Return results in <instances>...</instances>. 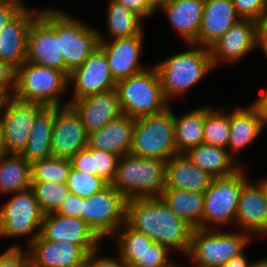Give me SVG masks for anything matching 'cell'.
I'll use <instances>...</instances> for the list:
<instances>
[{"label": "cell", "mask_w": 267, "mask_h": 267, "mask_svg": "<svg viewBox=\"0 0 267 267\" xmlns=\"http://www.w3.org/2000/svg\"><path fill=\"white\" fill-rule=\"evenodd\" d=\"M232 2L240 19L259 22L267 15V0H232Z\"/></svg>", "instance_id": "obj_41"}, {"label": "cell", "mask_w": 267, "mask_h": 267, "mask_svg": "<svg viewBox=\"0 0 267 267\" xmlns=\"http://www.w3.org/2000/svg\"><path fill=\"white\" fill-rule=\"evenodd\" d=\"M169 0H146L149 7L157 13V11Z\"/></svg>", "instance_id": "obj_52"}, {"label": "cell", "mask_w": 267, "mask_h": 267, "mask_svg": "<svg viewBox=\"0 0 267 267\" xmlns=\"http://www.w3.org/2000/svg\"><path fill=\"white\" fill-rule=\"evenodd\" d=\"M120 156L115 153L92 148L94 176L101 177L108 184L114 179Z\"/></svg>", "instance_id": "obj_40"}, {"label": "cell", "mask_w": 267, "mask_h": 267, "mask_svg": "<svg viewBox=\"0 0 267 267\" xmlns=\"http://www.w3.org/2000/svg\"><path fill=\"white\" fill-rule=\"evenodd\" d=\"M44 108L42 104L19 100L14 96L3 98L0 105L3 122V153L21 154L23 152L33 122Z\"/></svg>", "instance_id": "obj_13"}, {"label": "cell", "mask_w": 267, "mask_h": 267, "mask_svg": "<svg viewBox=\"0 0 267 267\" xmlns=\"http://www.w3.org/2000/svg\"><path fill=\"white\" fill-rule=\"evenodd\" d=\"M72 167L85 174L94 175L92 164V148L86 147L78 151L71 159Z\"/></svg>", "instance_id": "obj_46"}, {"label": "cell", "mask_w": 267, "mask_h": 267, "mask_svg": "<svg viewBox=\"0 0 267 267\" xmlns=\"http://www.w3.org/2000/svg\"><path fill=\"white\" fill-rule=\"evenodd\" d=\"M204 5L205 0H169L159 10L186 44L197 45Z\"/></svg>", "instance_id": "obj_26"}, {"label": "cell", "mask_w": 267, "mask_h": 267, "mask_svg": "<svg viewBox=\"0 0 267 267\" xmlns=\"http://www.w3.org/2000/svg\"><path fill=\"white\" fill-rule=\"evenodd\" d=\"M250 267H267V257L252 261Z\"/></svg>", "instance_id": "obj_53"}, {"label": "cell", "mask_w": 267, "mask_h": 267, "mask_svg": "<svg viewBox=\"0 0 267 267\" xmlns=\"http://www.w3.org/2000/svg\"><path fill=\"white\" fill-rule=\"evenodd\" d=\"M115 89L122 113L134 119L159 114L170 106L154 66L116 82Z\"/></svg>", "instance_id": "obj_4"}, {"label": "cell", "mask_w": 267, "mask_h": 267, "mask_svg": "<svg viewBox=\"0 0 267 267\" xmlns=\"http://www.w3.org/2000/svg\"><path fill=\"white\" fill-rule=\"evenodd\" d=\"M129 154L164 161L177 154L171 106L159 114L135 119Z\"/></svg>", "instance_id": "obj_7"}, {"label": "cell", "mask_w": 267, "mask_h": 267, "mask_svg": "<svg viewBox=\"0 0 267 267\" xmlns=\"http://www.w3.org/2000/svg\"><path fill=\"white\" fill-rule=\"evenodd\" d=\"M257 181L263 186V191L267 200V180L263 177H260Z\"/></svg>", "instance_id": "obj_55"}, {"label": "cell", "mask_w": 267, "mask_h": 267, "mask_svg": "<svg viewBox=\"0 0 267 267\" xmlns=\"http://www.w3.org/2000/svg\"><path fill=\"white\" fill-rule=\"evenodd\" d=\"M229 141V113L211 107L204 115L203 143L227 148Z\"/></svg>", "instance_id": "obj_35"}, {"label": "cell", "mask_w": 267, "mask_h": 267, "mask_svg": "<svg viewBox=\"0 0 267 267\" xmlns=\"http://www.w3.org/2000/svg\"><path fill=\"white\" fill-rule=\"evenodd\" d=\"M31 260L27 249L19 244L8 247L0 254V267H30Z\"/></svg>", "instance_id": "obj_42"}, {"label": "cell", "mask_w": 267, "mask_h": 267, "mask_svg": "<svg viewBox=\"0 0 267 267\" xmlns=\"http://www.w3.org/2000/svg\"><path fill=\"white\" fill-rule=\"evenodd\" d=\"M53 125L54 107H45L35 118L26 147L21 153L29 163L52 156Z\"/></svg>", "instance_id": "obj_29"}, {"label": "cell", "mask_w": 267, "mask_h": 267, "mask_svg": "<svg viewBox=\"0 0 267 267\" xmlns=\"http://www.w3.org/2000/svg\"><path fill=\"white\" fill-rule=\"evenodd\" d=\"M160 197L178 217L194 229L201 228L204 193L164 188Z\"/></svg>", "instance_id": "obj_31"}, {"label": "cell", "mask_w": 267, "mask_h": 267, "mask_svg": "<svg viewBox=\"0 0 267 267\" xmlns=\"http://www.w3.org/2000/svg\"><path fill=\"white\" fill-rule=\"evenodd\" d=\"M187 51H181L154 65L165 99L183 95L214 69L209 48L193 43L186 44Z\"/></svg>", "instance_id": "obj_2"}, {"label": "cell", "mask_w": 267, "mask_h": 267, "mask_svg": "<svg viewBox=\"0 0 267 267\" xmlns=\"http://www.w3.org/2000/svg\"><path fill=\"white\" fill-rule=\"evenodd\" d=\"M258 22L251 19H239L210 47V56L214 68L218 64H234L257 49Z\"/></svg>", "instance_id": "obj_15"}, {"label": "cell", "mask_w": 267, "mask_h": 267, "mask_svg": "<svg viewBox=\"0 0 267 267\" xmlns=\"http://www.w3.org/2000/svg\"><path fill=\"white\" fill-rule=\"evenodd\" d=\"M54 213L67 217L81 218V198L69 192Z\"/></svg>", "instance_id": "obj_45"}, {"label": "cell", "mask_w": 267, "mask_h": 267, "mask_svg": "<svg viewBox=\"0 0 267 267\" xmlns=\"http://www.w3.org/2000/svg\"><path fill=\"white\" fill-rule=\"evenodd\" d=\"M164 160L140 158L131 154L119 158L111 186L126 200L160 197L165 188Z\"/></svg>", "instance_id": "obj_3"}, {"label": "cell", "mask_w": 267, "mask_h": 267, "mask_svg": "<svg viewBox=\"0 0 267 267\" xmlns=\"http://www.w3.org/2000/svg\"><path fill=\"white\" fill-rule=\"evenodd\" d=\"M100 247L52 242L39 235L27 246V251L32 267H81L88 254Z\"/></svg>", "instance_id": "obj_18"}, {"label": "cell", "mask_w": 267, "mask_h": 267, "mask_svg": "<svg viewBox=\"0 0 267 267\" xmlns=\"http://www.w3.org/2000/svg\"><path fill=\"white\" fill-rule=\"evenodd\" d=\"M213 179L186 154H176L166 163L165 188L205 193Z\"/></svg>", "instance_id": "obj_27"}, {"label": "cell", "mask_w": 267, "mask_h": 267, "mask_svg": "<svg viewBox=\"0 0 267 267\" xmlns=\"http://www.w3.org/2000/svg\"><path fill=\"white\" fill-rule=\"evenodd\" d=\"M16 86V68L0 60V95L3 98L13 96Z\"/></svg>", "instance_id": "obj_43"}, {"label": "cell", "mask_w": 267, "mask_h": 267, "mask_svg": "<svg viewBox=\"0 0 267 267\" xmlns=\"http://www.w3.org/2000/svg\"><path fill=\"white\" fill-rule=\"evenodd\" d=\"M74 83L72 99H82L97 93L115 89L116 82L112 77L108 60L103 49L98 46L85 62L68 76V83Z\"/></svg>", "instance_id": "obj_14"}, {"label": "cell", "mask_w": 267, "mask_h": 267, "mask_svg": "<svg viewBox=\"0 0 267 267\" xmlns=\"http://www.w3.org/2000/svg\"><path fill=\"white\" fill-rule=\"evenodd\" d=\"M39 235L52 242H66L77 246H102V240L84 220L54 212L44 214Z\"/></svg>", "instance_id": "obj_20"}, {"label": "cell", "mask_w": 267, "mask_h": 267, "mask_svg": "<svg viewBox=\"0 0 267 267\" xmlns=\"http://www.w3.org/2000/svg\"><path fill=\"white\" fill-rule=\"evenodd\" d=\"M66 184L68 190L80 198H87L97 194L108 185L101 177L85 174L75 170L73 167L70 169Z\"/></svg>", "instance_id": "obj_38"}, {"label": "cell", "mask_w": 267, "mask_h": 267, "mask_svg": "<svg viewBox=\"0 0 267 267\" xmlns=\"http://www.w3.org/2000/svg\"><path fill=\"white\" fill-rule=\"evenodd\" d=\"M26 61L61 70L66 66L55 34V8L40 9L32 20L27 37Z\"/></svg>", "instance_id": "obj_12"}, {"label": "cell", "mask_w": 267, "mask_h": 267, "mask_svg": "<svg viewBox=\"0 0 267 267\" xmlns=\"http://www.w3.org/2000/svg\"><path fill=\"white\" fill-rule=\"evenodd\" d=\"M107 37L129 38L143 33L142 18L130 9L117 2H108Z\"/></svg>", "instance_id": "obj_33"}, {"label": "cell", "mask_w": 267, "mask_h": 267, "mask_svg": "<svg viewBox=\"0 0 267 267\" xmlns=\"http://www.w3.org/2000/svg\"><path fill=\"white\" fill-rule=\"evenodd\" d=\"M251 105L256 109L261 118L263 127L267 126V88Z\"/></svg>", "instance_id": "obj_50"}, {"label": "cell", "mask_w": 267, "mask_h": 267, "mask_svg": "<svg viewBox=\"0 0 267 267\" xmlns=\"http://www.w3.org/2000/svg\"><path fill=\"white\" fill-rule=\"evenodd\" d=\"M71 167L69 159L55 156L36 160L31 163V181L67 183Z\"/></svg>", "instance_id": "obj_36"}, {"label": "cell", "mask_w": 267, "mask_h": 267, "mask_svg": "<svg viewBox=\"0 0 267 267\" xmlns=\"http://www.w3.org/2000/svg\"><path fill=\"white\" fill-rule=\"evenodd\" d=\"M201 170L213 178L226 177L237 172L241 166L229 154L227 148L215 147L204 143L185 153Z\"/></svg>", "instance_id": "obj_28"}, {"label": "cell", "mask_w": 267, "mask_h": 267, "mask_svg": "<svg viewBox=\"0 0 267 267\" xmlns=\"http://www.w3.org/2000/svg\"><path fill=\"white\" fill-rule=\"evenodd\" d=\"M31 188L44 214L55 212L70 192L66 183L52 181L32 182Z\"/></svg>", "instance_id": "obj_37"}, {"label": "cell", "mask_w": 267, "mask_h": 267, "mask_svg": "<svg viewBox=\"0 0 267 267\" xmlns=\"http://www.w3.org/2000/svg\"><path fill=\"white\" fill-rule=\"evenodd\" d=\"M170 252L173 251L168 247L152 242L131 267H176L179 264L176 261H172V258L169 257Z\"/></svg>", "instance_id": "obj_39"}, {"label": "cell", "mask_w": 267, "mask_h": 267, "mask_svg": "<svg viewBox=\"0 0 267 267\" xmlns=\"http://www.w3.org/2000/svg\"><path fill=\"white\" fill-rule=\"evenodd\" d=\"M55 34L59 39L67 76L99 46L98 29L60 9H55Z\"/></svg>", "instance_id": "obj_9"}, {"label": "cell", "mask_w": 267, "mask_h": 267, "mask_svg": "<svg viewBox=\"0 0 267 267\" xmlns=\"http://www.w3.org/2000/svg\"><path fill=\"white\" fill-rule=\"evenodd\" d=\"M69 105L80 117L88 135L123 114L116 89L74 100Z\"/></svg>", "instance_id": "obj_21"}, {"label": "cell", "mask_w": 267, "mask_h": 267, "mask_svg": "<svg viewBox=\"0 0 267 267\" xmlns=\"http://www.w3.org/2000/svg\"><path fill=\"white\" fill-rule=\"evenodd\" d=\"M244 253L245 252L232 258L227 264L223 265L222 267H250L252 261L250 262V260H248Z\"/></svg>", "instance_id": "obj_51"}, {"label": "cell", "mask_w": 267, "mask_h": 267, "mask_svg": "<svg viewBox=\"0 0 267 267\" xmlns=\"http://www.w3.org/2000/svg\"><path fill=\"white\" fill-rule=\"evenodd\" d=\"M3 153V122L2 115L0 112V154Z\"/></svg>", "instance_id": "obj_54"}, {"label": "cell", "mask_w": 267, "mask_h": 267, "mask_svg": "<svg viewBox=\"0 0 267 267\" xmlns=\"http://www.w3.org/2000/svg\"><path fill=\"white\" fill-rule=\"evenodd\" d=\"M88 134L76 111L68 104L54 107L52 131V156L71 159L78 151L87 147Z\"/></svg>", "instance_id": "obj_16"}, {"label": "cell", "mask_w": 267, "mask_h": 267, "mask_svg": "<svg viewBox=\"0 0 267 267\" xmlns=\"http://www.w3.org/2000/svg\"><path fill=\"white\" fill-rule=\"evenodd\" d=\"M212 106L200 107L182 116L173 112L174 140L177 154H185L203 143L204 115Z\"/></svg>", "instance_id": "obj_30"}, {"label": "cell", "mask_w": 267, "mask_h": 267, "mask_svg": "<svg viewBox=\"0 0 267 267\" xmlns=\"http://www.w3.org/2000/svg\"><path fill=\"white\" fill-rule=\"evenodd\" d=\"M31 163L21 154H0V193L12 195L31 187Z\"/></svg>", "instance_id": "obj_32"}, {"label": "cell", "mask_w": 267, "mask_h": 267, "mask_svg": "<svg viewBox=\"0 0 267 267\" xmlns=\"http://www.w3.org/2000/svg\"><path fill=\"white\" fill-rule=\"evenodd\" d=\"M235 228L252 238L267 235V200L263 186L258 181L249 179L241 188Z\"/></svg>", "instance_id": "obj_19"}, {"label": "cell", "mask_w": 267, "mask_h": 267, "mask_svg": "<svg viewBox=\"0 0 267 267\" xmlns=\"http://www.w3.org/2000/svg\"><path fill=\"white\" fill-rule=\"evenodd\" d=\"M25 7L0 32V60L11 64L16 69L27 57V37L32 20L39 14Z\"/></svg>", "instance_id": "obj_22"}, {"label": "cell", "mask_w": 267, "mask_h": 267, "mask_svg": "<svg viewBox=\"0 0 267 267\" xmlns=\"http://www.w3.org/2000/svg\"><path fill=\"white\" fill-rule=\"evenodd\" d=\"M229 141L227 149L229 154L237 161L235 156L252 145L262 134L263 124L256 109L237 106L229 112Z\"/></svg>", "instance_id": "obj_25"}, {"label": "cell", "mask_w": 267, "mask_h": 267, "mask_svg": "<svg viewBox=\"0 0 267 267\" xmlns=\"http://www.w3.org/2000/svg\"><path fill=\"white\" fill-rule=\"evenodd\" d=\"M44 213L33 189L18 191L0 208V238H25L28 246L39 236Z\"/></svg>", "instance_id": "obj_10"}, {"label": "cell", "mask_w": 267, "mask_h": 267, "mask_svg": "<svg viewBox=\"0 0 267 267\" xmlns=\"http://www.w3.org/2000/svg\"><path fill=\"white\" fill-rule=\"evenodd\" d=\"M99 249L101 251V248H98L88 254L86 263L89 267H127L119 255L118 258L108 255L103 257L99 254Z\"/></svg>", "instance_id": "obj_47"}, {"label": "cell", "mask_w": 267, "mask_h": 267, "mask_svg": "<svg viewBox=\"0 0 267 267\" xmlns=\"http://www.w3.org/2000/svg\"><path fill=\"white\" fill-rule=\"evenodd\" d=\"M126 223L171 251L186 256L190 249L194 228L178 217L161 197L128 200Z\"/></svg>", "instance_id": "obj_1"}, {"label": "cell", "mask_w": 267, "mask_h": 267, "mask_svg": "<svg viewBox=\"0 0 267 267\" xmlns=\"http://www.w3.org/2000/svg\"><path fill=\"white\" fill-rule=\"evenodd\" d=\"M246 170L240 168L226 177L212 180L204 193L201 229H216L229 224L235 226V218L242 186L250 179Z\"/></svg>", "instance_id": "obj_8"}, {"label": "cell", "mask_w": 267, "mask_h": 267, "mask_svg": "<svg viewBox=\"0 0 267 267\" xmlns=\"http://www.w3.org/2000/svg\"><path fill=\"white\" fill-rule=\"evenodd\" d=\"M135 119L121 114L100 130L88 135L87 147L115 153L120 157L130 153Z\"/></svg>", "instance_id": "obj_23"}, {"label": "cell", "mask_w": 267, "mask_h": 267, "mask_svg": "<svg viewBox=\"0 0 267 267\" xmlns=\"http://www.w3.org/2000/svg\"><path fill=\"white\" fill-rule=\"evenodd\" d=\"M261 48L267 59V15L258 22L257 29V49Z\"/></svg>", "instance_id": "obj_49"}, {"label": "cell", "mask_w": 267, "mask_h": 267, "mask_svg": "<svg viewBox=\"0 0 267 267\" xmlns=\"http://www.w3.org/2000/svg\"><path fill=\"white\" fill-rule=\"evenodd\" d=\"M253 238L242 231L193 229L190 249L185 257L199 267H222L244 252Z\"/></svg>", "instance_id": "obj_6"}, {"label": "cell", "mask_w": 267, "mask_h": 267, "mask_svg": "<svg viewBox=\"0 0 267 267\" xmlns=\"http://www.w3.org/2000/svg\"><path fill=\"white\" fill-rule=\"evenodd\" d=\"M143 36L142 33L129 38L108 40L104 33L98 30L99 46L105 53L115 82L148 69L139 61L143 50Z\"/></svg>", "instance_id": "obj_17"}, {"label": "cell", "mask_w": 267, "mask_h": 267, "mask_svg": "<svg viewBox=\"0 0 267 267\" xmlns=\"http://www.w3.org/2000/svg\"><path fill=\"white\" fill-rule=\"evenodd\" d=\"M111 238L117 242L118 255L127 267H131L153 242L148 236L137 232L126 222Z\"/></svg>", "instance_id": "obj_34"}, {"label": "cell", "mask_w": 267, "mask_h": 267, "mask_svg": "<svg viewBox=\"0 0 267 267\" xmlns=\"http://www.w3.org/2000/svg\"><path fill=\"white\" fill-rule=\"evenodd\" d=\"M81 267H89V265L87 263H85L83 266Z\"/></svg>", "instance_id": "obj_56"}, {"label": "cell", "mask_w": 267, "mask_h": 267, "mask_svg": "<svg viewBox=\"0 0 267 267\" xmlns=\"http://www.w3.org/2000/svg\"><path fill=\"white\" fill-rule=\"evenodd\" d=\"M69 85L68 76L61 70L25 61L16 69L13 96L45 107H60L68 105L62 103V94Z\"/></svg>", "instance_id": "obj_5"}, {"label": "cell", "mask_w": 267, "mask_h": 267, "mask_svg": "<svg viewBox=\"0 0 267 267\" xmlns=\"http://www.w3.org/2000/svg\"><path fill=\"white\" fill-rule=\"evenodd\" d=\"M25 7L24 0L0 1V32Z\"/></svg>", "instance_id": "obj_44"}, {"label": "cell", "mask_w": 267, "mask_h": 267, "mask_svg": "<svg viewBox=\"0 0 267 267\" xmlns=\"http://www.w3.org/2000/svg\"><path fill=\"white\" fill-rule=\"evenodd\" d=\"M126 198L108 184L97 194L81 198V219L103 240L126 222Z\"/></svg>", "instance_id": "obj_11"}, {"label": "cell", "mask_w": 267, "mask_h": 267, "mask_svg": "<svg viewBox=\"0 0 267 267\" xmlns=\"http://www.w3.org/2000/svg\"><path fill=\"white\" fill-rule=\"evenodd\" d=\"M108 2L120 3L142 19L149 18L148 16H153L155 14L147 4L146 0H109Z\"/></svg>", "instance_id": "obj_48"}, {"label": "cell", "mask_w": 267, "mask_h": 267, "mask_svg": "<svg viewBox=\"0 0 267 267\" xmlns=\"http://www.w3.org/2000/svg\"><path fill=\"white\" fill-rule=\"evenodd\" d=\"M239 19L232 0H205L197 45L209 48Z\"/></svg>", "instance_id": "obj_24"}]
</instances>
